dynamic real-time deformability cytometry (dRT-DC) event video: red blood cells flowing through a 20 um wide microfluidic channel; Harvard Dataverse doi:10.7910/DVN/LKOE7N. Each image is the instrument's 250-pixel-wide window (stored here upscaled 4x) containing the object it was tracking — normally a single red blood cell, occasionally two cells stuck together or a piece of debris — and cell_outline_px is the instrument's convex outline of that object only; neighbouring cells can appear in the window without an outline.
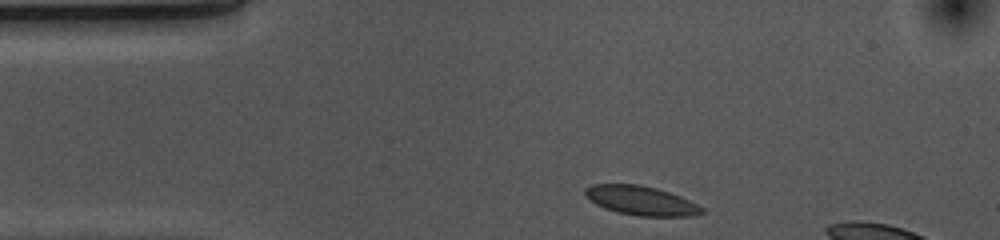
{"species": "common noctule bat (a hibernating species)", "species_latin": "Nyctalus noctula", "temperature_condition": "cold", "stored_images_in_passage": 7, "camera_frame_rate_fps": 3000, "um_per_image_px": 0.085, "animal": {"sex": "female", "body_mass_g": 10.0, "forearm_length_mm": 53.1}, "frame": {"image": 1, "passage_image": 1, "time_ms": 0.0, "image_size_px": [1000, 240], "cell_outline_px": [[704, 212], [696, 216], [640, 216], [620, 212], [604, 208], [596, 204], [584, 196], [584, 188], [592, 184], [640, 184], [656, 188], [680, 196], [704, 208]], "centroid_in_image_um": [54.47, 17.04], "position_along_channel_um": 30.5, "area_um2": 19.83}}